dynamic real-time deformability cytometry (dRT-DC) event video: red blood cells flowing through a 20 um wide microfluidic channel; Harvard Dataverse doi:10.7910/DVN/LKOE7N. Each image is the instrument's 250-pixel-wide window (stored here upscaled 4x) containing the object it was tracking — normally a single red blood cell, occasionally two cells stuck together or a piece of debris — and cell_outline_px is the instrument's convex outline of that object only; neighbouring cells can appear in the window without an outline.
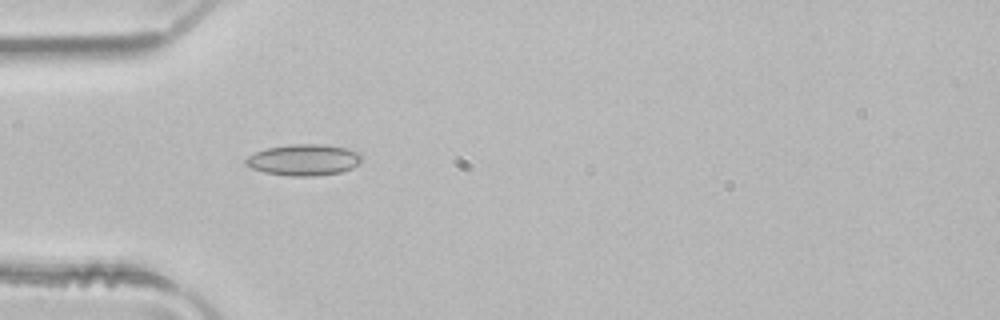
{"species": "common noctule bat (a hibernating species)", "species_latin": "Nyctalus noctula", "temperature_condition": "room temperature", "stored_images_in_passage": 4, "camera_frame_rate_fps": 3000, "um_per_image_px": 0.085, "animal": {"sex": "male", "body_mass_g": 21.5, "forearm_length_mm": 52.0}, "frame": {"image": 1, "passage_image": 4, "time_ms": 1.0, "image_size_px": [1000, 320], "cell_outline_px": [[360, 164], [352, 168], [340, 172], [316, 176], [292, 176], [264, 172], [252, 168], [244, 164], [244, 160], [248, 156], [256, 152], [268, 148], [292, 144], [324, 144], [344, 148], [360, 152]], "centroid_in_image_um": [25.82, 13.59], "position_along_channel_um": 59.2, "area_um2": 21.04}}